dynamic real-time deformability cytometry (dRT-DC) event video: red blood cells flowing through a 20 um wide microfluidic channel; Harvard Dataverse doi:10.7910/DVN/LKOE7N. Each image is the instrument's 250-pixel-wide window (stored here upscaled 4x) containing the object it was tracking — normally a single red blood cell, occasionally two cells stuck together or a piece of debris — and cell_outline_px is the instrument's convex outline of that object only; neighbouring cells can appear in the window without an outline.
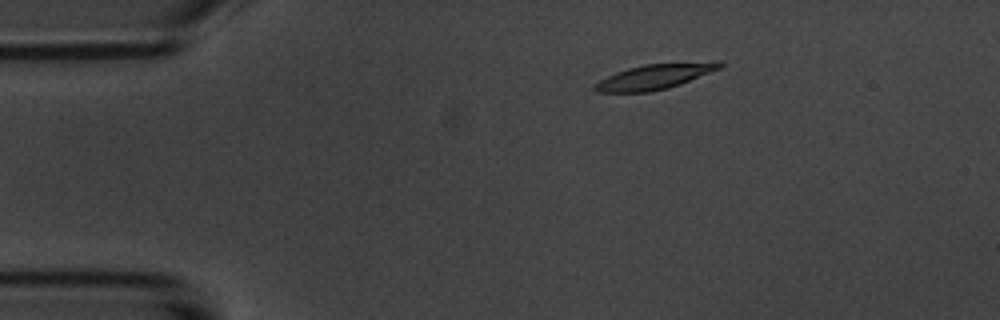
{"species": "common noctule bat (a hibernating species)", "species_latin": "Nyctalus noctula", "temperature_condition": "room temperature", "stored_images_in_passage": 6, "camera_frame_rate_fps": 3000, "um_per_image_px": 0.085, "animal": {"sex": "male", "body_mass_g": 20.1, "forearm_length_mm": 53.5}, "frame": {"image": 1, "passage_image": 3, "time_ms": 2.333, "image_size_px": [1000, 320], "cell_outline_px": [[724, 64], [720, 68], [680, 84], [668, 88], [648, 92], [596, 92], [592, 88], [600, 80], [616, 72], [628, 68], [644, 64], [712, 60], [720, 60]], "centroid_in_image_um": [55.71, 6.49], "position_along_channel_um": 29.3, "area_um2": 18.44}}
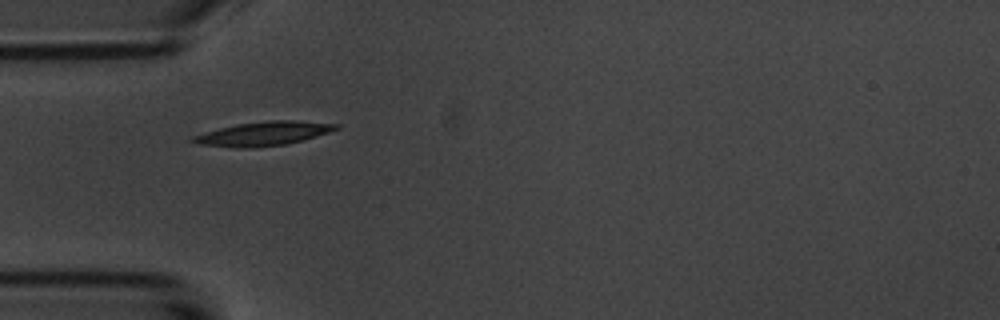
{"frame": {"image": 2, "passage_image": 5, "time_ms": 4.667, "image_size_px": [1000, 320], "cell_outline_px": [[340, 128], [304, 140], [284, 144], [252, 148], [240, 148], [200, 144], [188, 140], [192, 136], [204, 132], [236, 124], [268, 120], [292, 120], [340, 124]], "centroid_in_image_um": [22.38, 11.35], "position_along_channel_um": 62.6, "area_um2": 19.94}}